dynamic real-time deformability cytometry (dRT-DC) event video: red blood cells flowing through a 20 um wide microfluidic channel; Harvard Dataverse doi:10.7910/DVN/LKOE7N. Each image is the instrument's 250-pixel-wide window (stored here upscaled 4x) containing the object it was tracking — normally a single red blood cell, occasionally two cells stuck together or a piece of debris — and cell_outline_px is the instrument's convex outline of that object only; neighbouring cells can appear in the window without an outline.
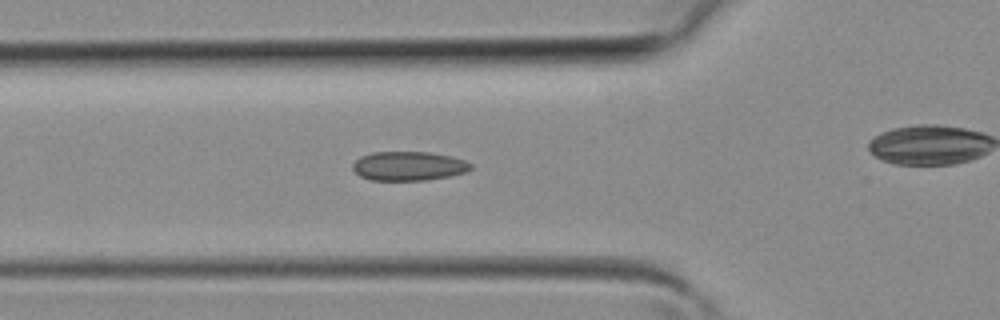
{"species": "common noctule bat (a hibernating species)", "species_latin": "Nyctalus noctula", "temperature_condition": "room temperature", "stored_images_in_passage": 32, "camera_frame_rate_fps": 3000, "um_per_image_px": 0.085, "animal": {"sex": "female", "body_mass_g": 19.3, "forearm_length_mm": 54.1}, "frame": {"image": 1, "passage_image": 9, "time_ms": 2.667, "image_size_px": [1000, 320], "cell_outline_px": [[472, 168], [464, 172], [448, 176], [424, 180], [372, 180], [360, 176], [352, 168], [352, 164], [360, 156], [372, 152], [428, 152], [452, 156], [464, 160], [472, 164]], "centroid_in_image_um": [34.71, 14.1], "position_along_channel_um": 91.1, "area_um2": 19.94}}
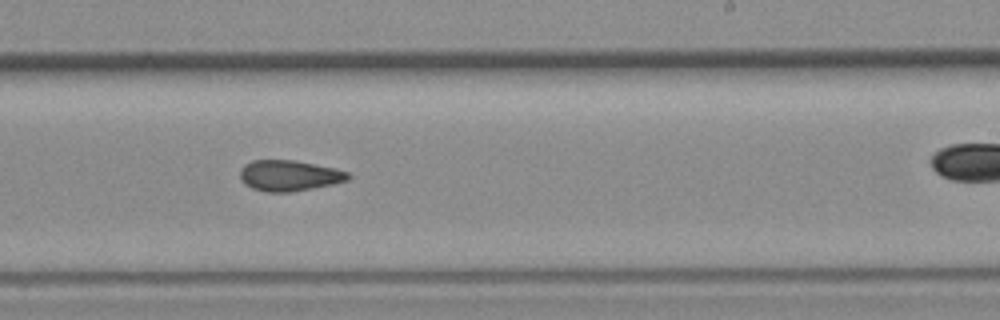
{"frame": {"image": 2, "passage_image": 19, "time_ms": 6.0, "image_size_px": [1000, 320], "cell_outline_px": [[352, 176], [348, 180], [332, 184], [292, 192], [268, 192], [252, 188], [244, 184], [240, 180], [240, 168], [244, 164], [252, 160], [296, 160], [336, 168], [348, 172]], "centroid_in_image_um": [24.57, 14.92], "position_along_channel_um": 264.4, "area_um2": 19.59}}
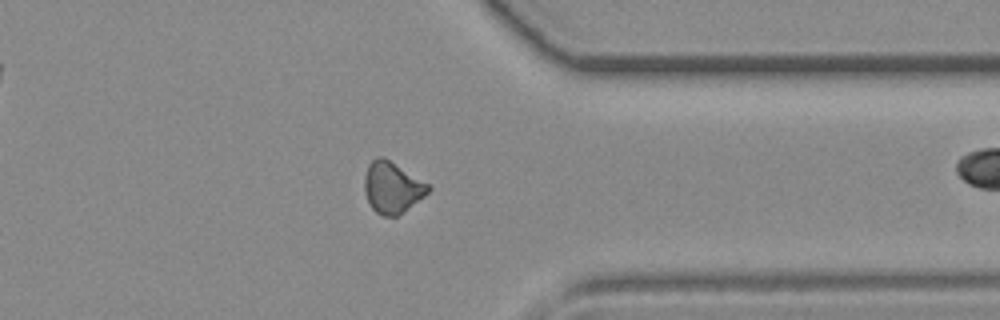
{"frame": {"image": 3, "passage_image": 26, "time_ms": 8.333, "image_size_px": [1000, 320], "cell_outline_px": [[432, 188], [424, 196], [396, 216], [384, 216], [376, 212], [372, 208], [364, 192], [364, 176], [368, 164], [376, 156], [384, 156], [428, 184]], "centroid_in_image_um": [33.3, 15.9], "position_along_channel_um": 378.1, "area_um2": 18.9}}